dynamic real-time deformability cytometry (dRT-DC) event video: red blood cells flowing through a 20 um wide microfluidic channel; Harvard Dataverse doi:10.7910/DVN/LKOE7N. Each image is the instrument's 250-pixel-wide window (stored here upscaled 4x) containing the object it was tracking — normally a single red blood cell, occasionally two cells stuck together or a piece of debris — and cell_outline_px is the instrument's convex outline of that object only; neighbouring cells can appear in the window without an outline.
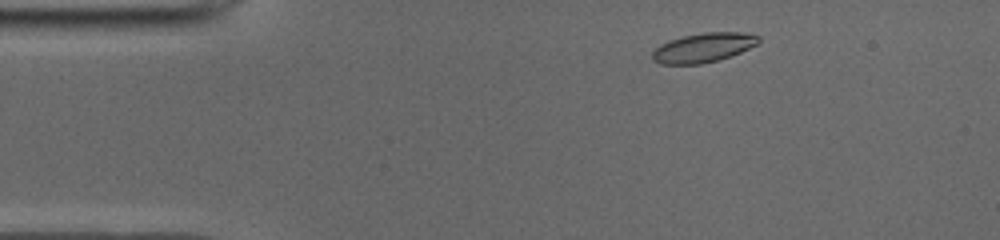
{"species": "common noctule bat (a hibernating species)", "species_latin": "Nyctalus noctula", "temperature_condition": "cold", "stored_images_in_passage": 46, "camera_frame_rate_fps": 3000, "um_per_image_px": 0.085, "animal": {"sex": "male", "body_mass_g": 19.0, "forearm_length_mm": 50.8}, "frame": {"image": 1, "passage_image": 3, "time_ms": 0.667, "image_size_px": [1000, 240], "cell_outline_px": [[760, 40], [756, 44], [740, 52], [716, 60], [700, 64], [660, 64], [652, 60], [652, 52], [660, 44], [668, 40], [684, 36], [704, 32], [740, 32], [760, 36]], "centroid_in_image_um": [59.74, 4.04], "position_along_channel_um": 25.3, "area_um2": 17.98}}
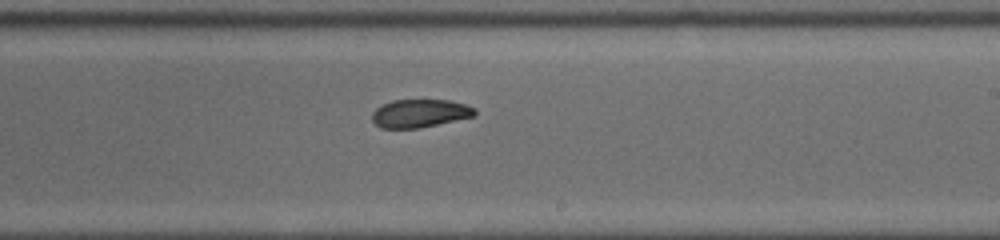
{"frame": {"image": 2, "passage_image": 25, "time_ms": 8.0, "image_size_px": [1000, 240], "cell_outline_px": [[476, 116], [416, 128], [380, 128], [372, 120], [372, 112], [376, 108], [392, 100], [448, 100], [464, 104], [476, 108]], "centroid_in_image_um": [35.68, 9.63], "position_along_channel_um": 253.3, "area_um2": 16.7}}
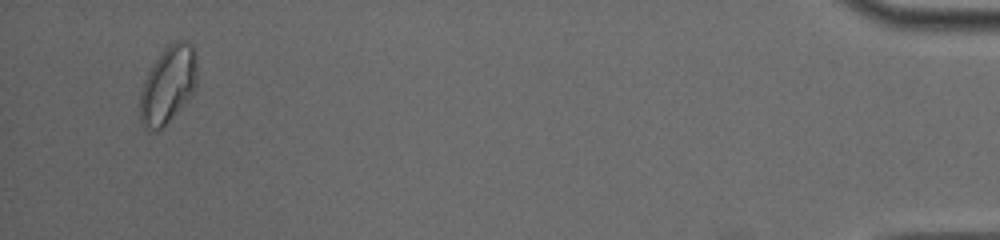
{"frame": {"image": 3, "passage_image": 44, "time_ms": 14.333, "image_size_px": [1000, 240], "cell_outline_px": [[196, 88], [172, 116], [160, 128], [144, 128], [140, 124], [140, 92], [144, 80], [152, 64], [164, 48], [168, 44], [176, 40], [188, 40], [192, 44], [196, 52]], "centroid_in_image_um": [14.28, 7.12], "position_along_channel_um": 420.9, "area_um2": 25.37}, "authors_computed_cell_mechanics": {"area_um2": 18.1492, "velocity_mm_per_s": 3.9346, "shape_relaxation_time_tau1_ms": 8.4637, "shape_relaxation_time_tau2_ms": 3.862, "deformation_change_tau1": 0.1868, "deformation_change_tau2": 0.0857}}